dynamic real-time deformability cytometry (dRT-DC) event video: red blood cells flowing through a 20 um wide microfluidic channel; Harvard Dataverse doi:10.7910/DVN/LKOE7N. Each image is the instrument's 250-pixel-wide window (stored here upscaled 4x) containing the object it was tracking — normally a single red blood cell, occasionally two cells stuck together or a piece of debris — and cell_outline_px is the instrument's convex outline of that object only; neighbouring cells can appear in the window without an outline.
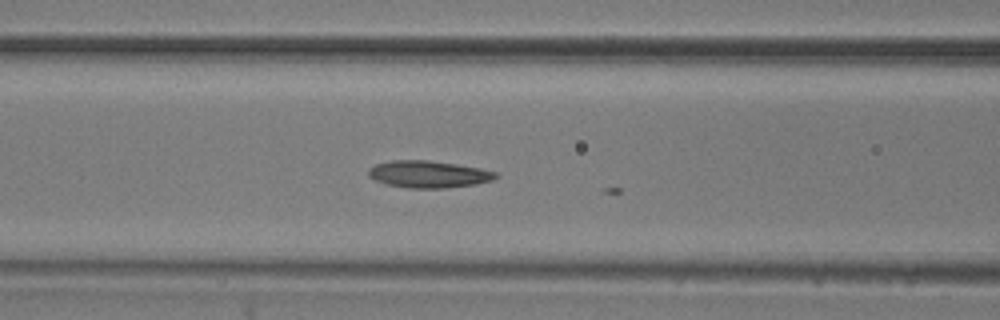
{"species": "common noctule bat (a hibernating species)", "species_latin": "Nyctalus noctula", "temperature_condition": "room temperature", "stored_images_in_passage": 9, "camera_frame_rate_fps": 3000, "um_per_image_px": 0.085, "animal": {"sex": "male", "body_mass_g": 20.5, "forearm_length_mm": 52.5}, "frame": {"image": 1, "passage_image": 8, "time_ms": 2.333, "image_size_px": [1000, 320], "cell_outline_px": [[500, 176], [492, 180], [476, 184], [444, 188], [408, 188], [388, 184], [376, 180], [368, 176], [368, 168], [376, 164], [392, 160], [428, 160], [456, 164], [480, 168], [496, 172]], "centroid_in_image_um": [36.43, 14.8], "position_along_channel_um": 130.2, "area_um2": 20.0}}